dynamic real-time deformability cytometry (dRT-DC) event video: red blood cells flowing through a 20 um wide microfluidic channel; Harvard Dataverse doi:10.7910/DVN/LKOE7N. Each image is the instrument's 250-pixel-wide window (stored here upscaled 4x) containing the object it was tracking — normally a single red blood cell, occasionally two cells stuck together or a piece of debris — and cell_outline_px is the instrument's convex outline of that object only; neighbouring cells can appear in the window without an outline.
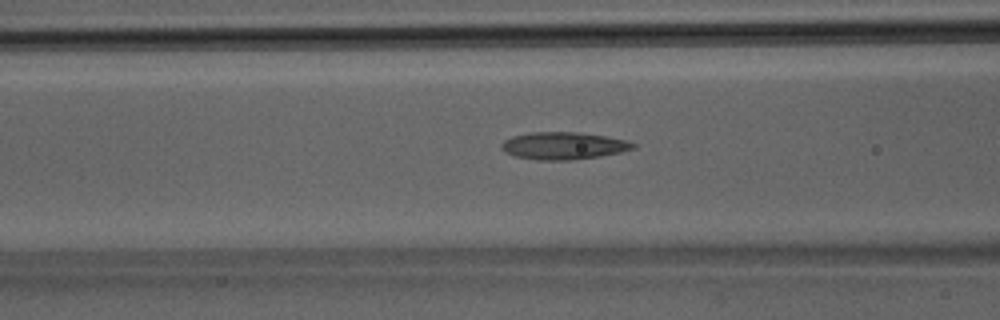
{"species": "Egyptian fruit bat (a non-hibernating species)", "species_latin": "Rousettus aegyptiacus", "temperature_condition": "room temperature", "stored_images_in_passage": 37, "camera_frame_rate_fps": 3000, "um_per_image_px": 0.085, "animal": {"sex": "male"}, "frame": {"image": 1, "passage_image": 14, "time_ms": 4.333, "image_size_px": [1000, 320], "cell_outline_px": [[636, 148], [620, 152], [600, 156], [568, 160], [536, 160], [516, 156], [500, 148], [500, 144], [504, 140], [512, 136], [528, 132], [580, 132], [604, 136], [624, 140], [636, 144]], "centroid_in_image_um": [47.87, 12.38], "position_along_channel_um": 118.7, "area_um2": 20.87}}
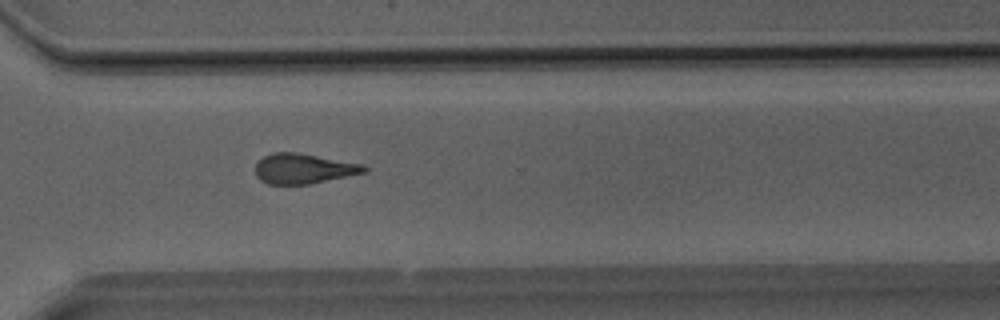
{"frame": {"image": 2, "passage_image": 27, "time_ms": 8.667, "image_size_px": [1000, 320], "cell_outline_px": [[368, 172], [308, 184], [268, 184], [260, 180], [256, 176], [256, 164], [264, 156], [272, 152], [296, 152], [364, 164], [368, 168]], "centroid_in_image_um": [25.82, 14.33], "position_along_channel_um": 344.8, "area_um2": 19.07}}
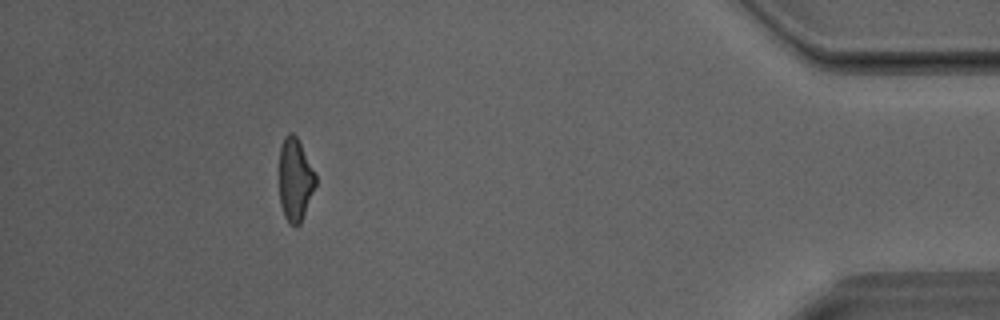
{"frame": {"image": 3, "passage_image": 34, "time_ms": 11.0, "image_size_px": [1000, 320], "cell_outline_px": [[316, 184], [300, 224], [296, 228], [288, 224], [284, 216], [280, 204], [280, 144], [284, 136], [288, 132], [292, 132], [296, 136], [316, 172]], "centroid_in_image_um": [25.08, 15.28], "position_along_channel_um": 410.1, "area_um2": 17.74}}